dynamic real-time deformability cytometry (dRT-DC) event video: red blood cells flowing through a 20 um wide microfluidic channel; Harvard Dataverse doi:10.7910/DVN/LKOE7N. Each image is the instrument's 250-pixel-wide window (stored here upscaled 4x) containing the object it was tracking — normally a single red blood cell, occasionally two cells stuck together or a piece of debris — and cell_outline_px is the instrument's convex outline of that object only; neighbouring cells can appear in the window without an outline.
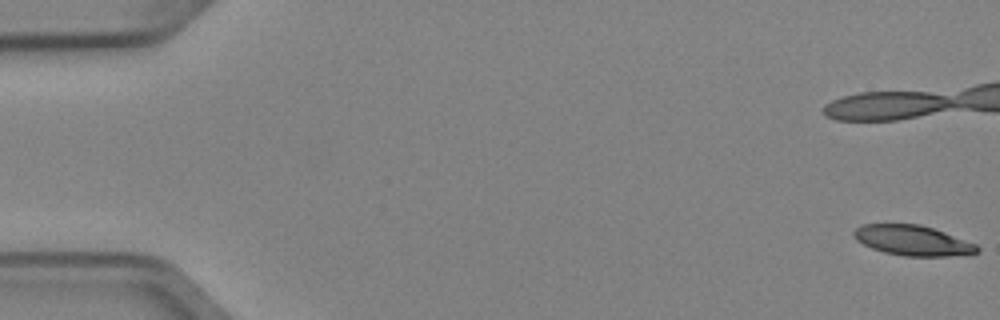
{"species": "Egyptian fruit bat (a non-hibernating species)", "species_latin": "Rousettus aegyptiacus", "temperature_condition": "cold", "stored_images_in_passage": 4, "segment_of_instrument_passage": [2, 2], "camera_frame_rate_fps": 3000, "um_per_image_px": 0.085, "animal": {"sex": "female"}, "frame": {"image": 1, "passage_image": 4, "time_ms": 1.0, "image_size_px": [1000, 320], "cell_outline_px": [[980, 252], [972, 256], [904, 256], [884, 252], [872, 248], [856, 240], [852, 236], [852, 232], [860, 224], [920, 224], [944, 232], [976, 244], [980, 248]], "centroid_in_image_um": [77.62, 20.45], "position_along_channel_um": 7.4, "area_um2": 21.96}}